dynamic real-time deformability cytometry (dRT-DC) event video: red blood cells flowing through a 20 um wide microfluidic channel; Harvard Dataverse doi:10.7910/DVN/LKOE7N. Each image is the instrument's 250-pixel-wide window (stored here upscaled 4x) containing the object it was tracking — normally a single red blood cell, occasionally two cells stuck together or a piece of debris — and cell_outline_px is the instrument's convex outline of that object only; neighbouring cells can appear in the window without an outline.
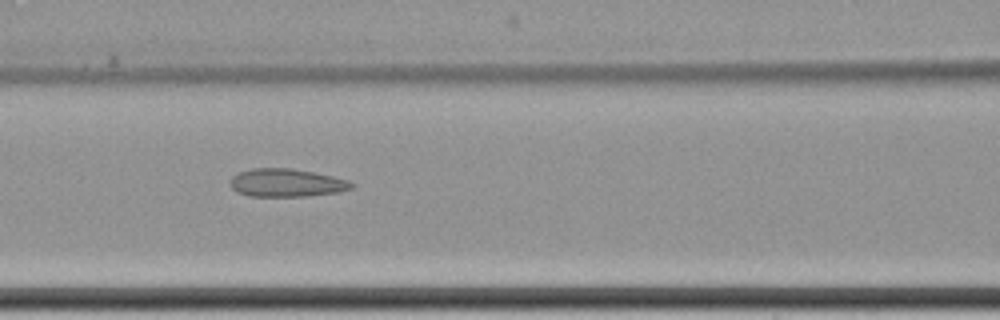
{"species": "common noctule bat (a hibernating species)", "species_latin": "Nyctalus noctula", "temperature_condition": "cold", "stored_images_in_passage": 9, "camera_frame_rate_fps": 3000, "um_per_image_px": 0.085, "animal": {"sex": "female", "body_mass_g": 22.7, "forearm_length_mm": 54.2}, "frame": {"image": 1, "passage_image": 6, "time_ms": 6.0, "image_size_px": [1000, 320], "cell_outline_px": [[356, 184], [352, 188], [336, 192], [308, 196], [248, 196], [236, 192], [232, 188], [232, 176], [240, 172], [252, 168], [292, 168], [332, 176], [348, 180]], "centroid_in_image_um": [24.36, 15.54], "position_along_channel_um": 142.2, "area_um2": 19.71}}
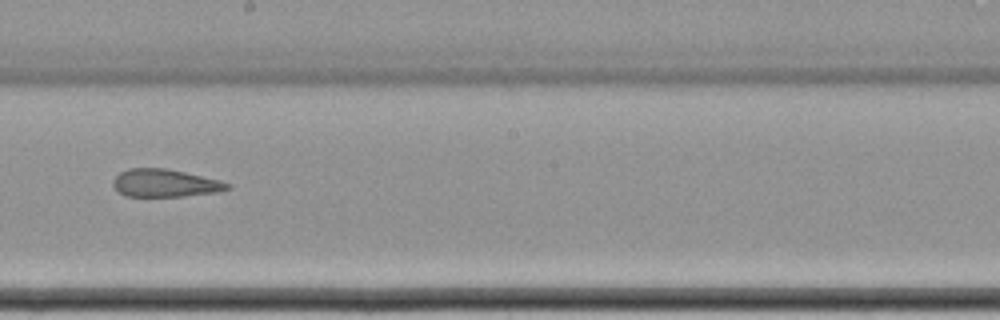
{"frame": {"image": 2, "passage_image": 8, "time_ms": 8.667, "image_size_px": [1000, 320], "cell_outline_px": [[232, 188], [216, 192], [184, 196], [128, 196], [120, 192], [112, 184], [112, 180], [120, 172], [128, 168], [168, 168], [220, 180], [232, 184]], "centroid_in_image_um": [14.05, 15.55], "position_along_channel_um": 234.1, "area_um2": 18.5}}
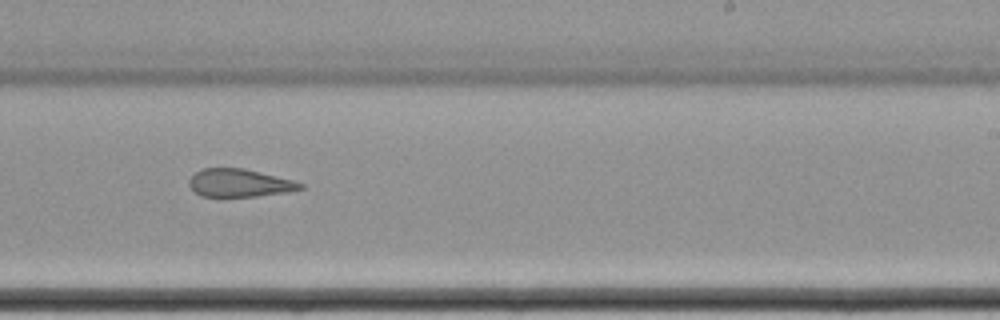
{"frame": {"image": 3, "passage_image": 9, "time_ms": 9.667, "image_size_px": [1000, 320], "cell_outline_px": [[304, 188], [288, 192], [256, 196], [200, 196], [188, 184], [188, 180], [200, 168], [244, 168], [292, 180], [304, 184]], "centroid_in_image_um": [20.34, 15.54], "position_along_channel_um": 268.7, "area_um2": 17.98}}